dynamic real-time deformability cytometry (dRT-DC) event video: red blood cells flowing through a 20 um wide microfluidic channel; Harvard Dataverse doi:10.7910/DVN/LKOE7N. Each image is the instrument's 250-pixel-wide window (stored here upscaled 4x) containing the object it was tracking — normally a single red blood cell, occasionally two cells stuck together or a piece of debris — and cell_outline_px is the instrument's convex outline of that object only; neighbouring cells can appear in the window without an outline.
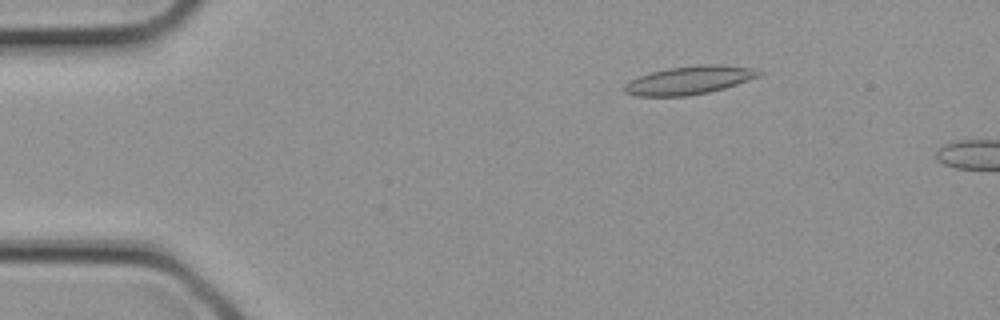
{"species": "common noctule bat (a hibernating species)", "species_latin": "Nyctalus noctula", "temperature_condition": "cold", "stored_images_in_passage": 4, "camera_frame_rate_fps": 3000, "um_per_image_px": 0.085, "animal": {"sex": "female", "body_mass_g": 21.9}, "frame": {"image": 1, "passage_image": 2, "time_ms": 0.333, "image_size_px": [1000, 320], "cell_outline_px": [[764, 72], [760, 76], [724, 88], [708, 92], [688, 96], [636, 96], [624, 92], [624, 84], [628, 80], [652, 72], [668, 68], [700, 64], [724, 64], [752, 68]], "centroid_in_image_um": [58.59, 6.81], "position_along_channel_um": 26.4, "area_um2": 22.25}}
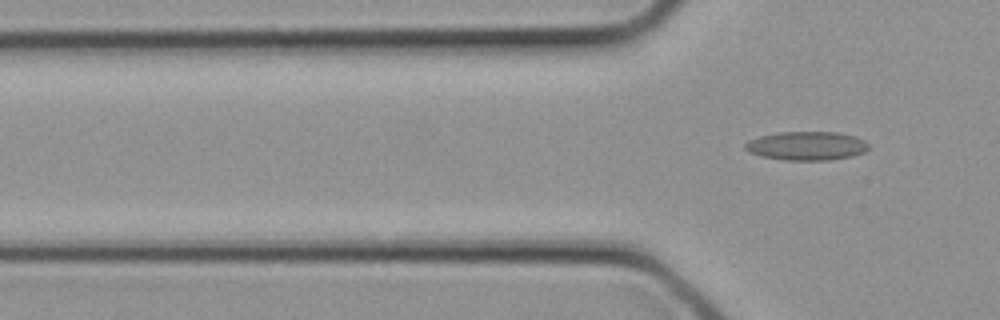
{"frame": {"image": 2, "passage_image": 4, "time_ms": 1.0, "image_size_px": [1000, 320], "cell_outline_px": [[868, 148], [864, 152], [852, 156], [832, 160], [784, 160], [760, 156], [748, 152], [744, 148], [744, 144], [748, 140], [760, 136], [780, 132], [836, 132], [856, 136], [864, 140], [868, 144]], "centroid_in_image_um": [68.55, 12.4], "position_along_channel_um": 57.3, "area_um2": 20.81}}